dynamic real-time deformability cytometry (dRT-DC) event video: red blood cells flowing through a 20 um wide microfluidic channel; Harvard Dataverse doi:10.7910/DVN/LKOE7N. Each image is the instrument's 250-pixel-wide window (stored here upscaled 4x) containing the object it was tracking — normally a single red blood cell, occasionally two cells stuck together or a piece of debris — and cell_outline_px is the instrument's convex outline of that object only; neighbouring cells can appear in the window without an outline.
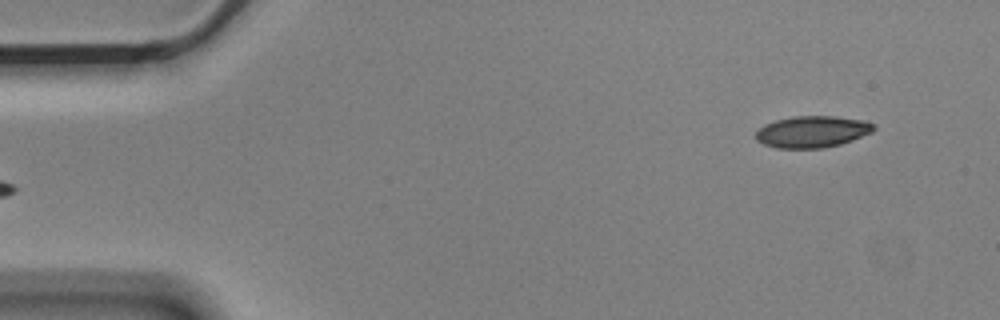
{"species": "Egyptian fruit bat (a non-hibernating species)", "species_latin": "Rousettus aegyptiacus", "temperature_condition": "cold", "stored_images_in_passage": 2, "segment_of_instrument_passage": [2, 2], "camera_frame_rate_fps": 3000, "um_per_image_px": 0.085, "animal": {"sex": "male"}, "frame": {"image": 1, "passage_image": 2, "time_ms": 0.333, "image_size_px": [1000, 320], "cell_outline_px": [[876, 128], [872, 132], [852, 140], [840, 144], [820, 148], [776, 148], [764, 144], [756, 140], [756, 132], [764, 124], [776, 120], [792, 116], [836, 116], [864, 120], [876, 124]], "centroid_in_image_um": [69.06, 11.18], "position_along_channel_um": 15.9, "area_um2": 21.79}}